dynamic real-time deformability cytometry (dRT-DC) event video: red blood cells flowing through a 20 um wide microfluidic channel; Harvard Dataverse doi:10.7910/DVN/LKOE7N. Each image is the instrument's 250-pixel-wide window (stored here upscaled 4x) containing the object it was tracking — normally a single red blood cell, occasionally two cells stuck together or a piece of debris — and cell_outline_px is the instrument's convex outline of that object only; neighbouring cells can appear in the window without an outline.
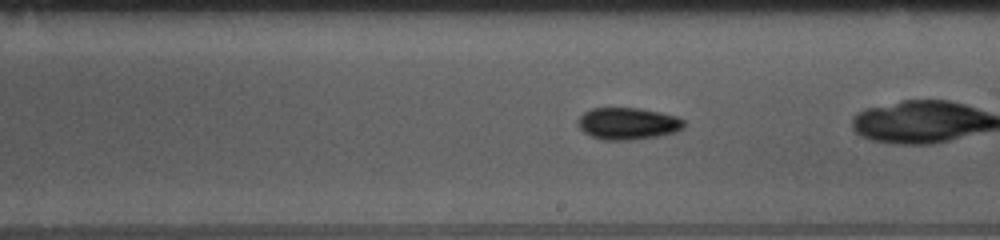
{"species": "common noctule bat (a hibernating species)", "species_latin": "Nyctalus noctula", "temperature_condition": "room temperature", "stored_images_in_passage": 40, "camera_frame_rate_fps": 3000, "um_per_image_px": 0.085, "animal": {"sex": "female", "body_mass_g": 10.0, "forearm_length_mm": 53.1}, "frame": {"image": 1, "passage_image": 28, "time_ms": 9.0, "image_size_px": [1000, 240], "cell_outline_px": [[684, 128], [676, 132], [660, 136], [632, 140], [604, 140], [592, 136], [584, 132], [576, 124], [576, 120], [584, 112], [592, 108], [640, 108], [660, 112], [676, 116], [684, 120]], "centroid_in_image_um": [53.37, 10.5], "position_along_channel_um": 235.6, "area_um2": 19.94}}